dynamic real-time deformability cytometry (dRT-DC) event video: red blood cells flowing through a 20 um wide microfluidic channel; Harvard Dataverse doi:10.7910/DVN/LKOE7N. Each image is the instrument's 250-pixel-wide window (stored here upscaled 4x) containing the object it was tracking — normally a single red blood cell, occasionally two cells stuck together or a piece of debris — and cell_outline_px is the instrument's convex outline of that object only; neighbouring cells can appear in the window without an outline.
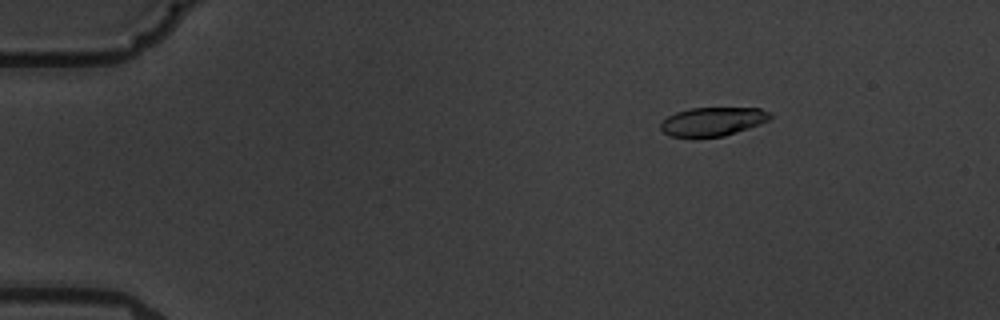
{"species": "common noctule bat (a hibernating species)", "species_latin": "Nyctalus noctula", "temperature_condition": "warm", "stored_images_in_passage": 5, "camera_frame_rate_fps": 3000, "um_per_image_px": 0.085, "animal": {"sex": "male", "body_mass_g": 19.5, "forearm_length_mm": 54.6}, "frame": {"image": 1, "passage_image": 3, "time_ms": 2.333, "image_size_px": [1000, 320], "cell_outline_px": [[772, 116], [768, 120], [760, 124], [724, 136], [696, 140], [672, 136], [664, 132], [660, 128], [660, 124], [668, 116], [676, 112], [688, 108], [760, 108], [768, 112]], "centroid_in_image_um": [60.53, 10.37], "position_along_channel_um": 24.5, "area_um2": 18.73}}